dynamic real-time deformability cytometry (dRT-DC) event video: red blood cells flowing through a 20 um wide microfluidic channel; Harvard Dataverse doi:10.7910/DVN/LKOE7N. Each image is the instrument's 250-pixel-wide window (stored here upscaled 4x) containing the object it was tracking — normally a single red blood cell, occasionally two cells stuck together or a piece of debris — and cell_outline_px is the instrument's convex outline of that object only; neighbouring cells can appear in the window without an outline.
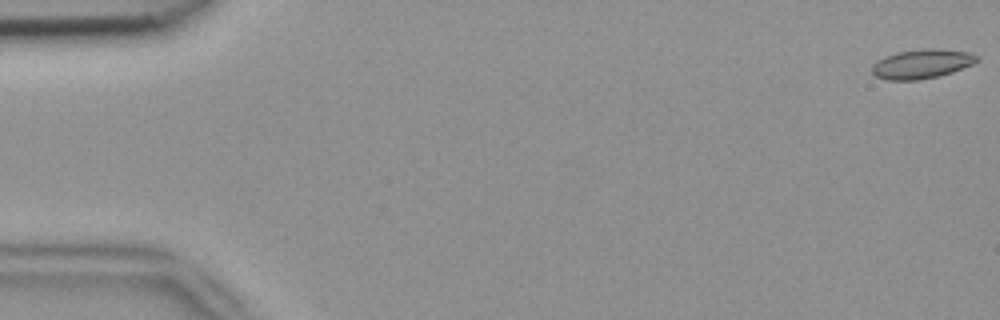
{"species": "common noctule bat (a hibernating species)", "species_latin": "Nyctalus noctula", "temperature_condition": "room temperature", "stored_images_in_passage": 6, "camera_frame_rate_fps": 3000, "um_per_image_px": 0.085, "animal": {"sex": "female", "body_mass_g": 18.4}, "frame": {"image": 1, "passage_image": 1, "time_ms": 0.0, "image_size_px": [1000, 320], "cell_outline_px": [[980, 56], [972, 64], [952, 72], [940, 76], [916, 80], [888, 80], [876, 76], [872, 72], [872, 64], [876, 60], [884, 56], [896, 52], [928, 48], [936, 48], [968, 52]], "centroid_in_image_um": [78.32, 5.42], "position_along_channel_um": 6.7, "area_um2": 17.92}}
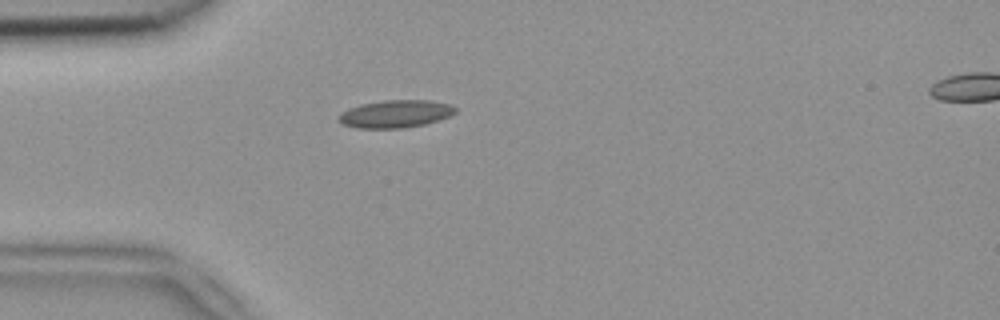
{"frame": {"image": 2, "passage_image": 5, "time_ms": 1.333, "image_size_px": [1000, 320], "cell_outline_px": [[456, 112], [448, 116], [424, 124], [404, 128], [356, 128], [344, 124], [336, 120], [336, 116], [340, 112], [348, 108], [360, 104], [384, 100], [428, 100], [452, 104], [456, 108]], "centroid_in_image_um": [33.56, 9.67], "position_along_channel_um": 51.4, "area_um2": 18.9}}